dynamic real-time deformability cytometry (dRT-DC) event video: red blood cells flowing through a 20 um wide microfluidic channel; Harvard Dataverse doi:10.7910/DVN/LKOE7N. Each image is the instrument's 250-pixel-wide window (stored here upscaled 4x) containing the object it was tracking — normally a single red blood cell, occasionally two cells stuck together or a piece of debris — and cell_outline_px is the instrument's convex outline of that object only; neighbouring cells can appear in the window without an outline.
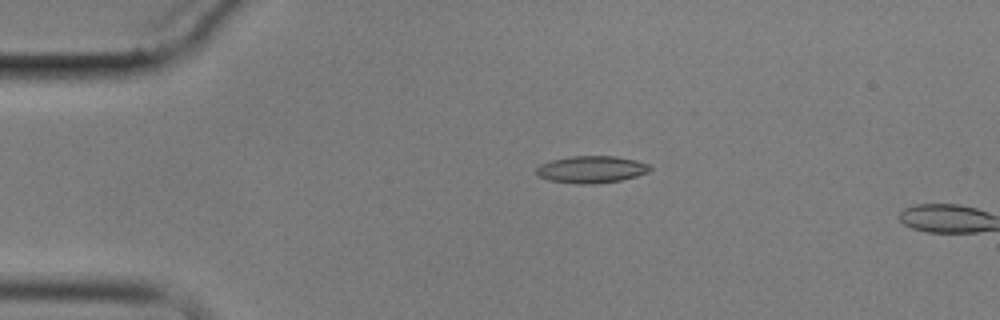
{"species": "common noctule bat (a hibernating species)", "species_latin": "Nyctalus noctula", "temperature_condition": "cold", "stored_images_in_passage": 4, "camera_frame_rate_fps": 3000, "um_per_image_px": 0.085, "animal": {"sex": "male", "body_mass_g": 17.9}, "frame": {"image": 1, "passage_image": 3, "time_ms": 3.333, "image_size_px": [1000, 320], "cell_outline_px": [[652, 168], [648, 172], [636, 176], [620, 180], [592, 184], [580, 184], [548, 180], [536, 176], [536, 168], [540, 164], [552, 160], [568, 156], [616, 156], [636, 160], [648, 164]], "centroid_in_image_um": [50.24, 14.39], "position_along_channel_um": 34.8, "area_um2": 17.98}}